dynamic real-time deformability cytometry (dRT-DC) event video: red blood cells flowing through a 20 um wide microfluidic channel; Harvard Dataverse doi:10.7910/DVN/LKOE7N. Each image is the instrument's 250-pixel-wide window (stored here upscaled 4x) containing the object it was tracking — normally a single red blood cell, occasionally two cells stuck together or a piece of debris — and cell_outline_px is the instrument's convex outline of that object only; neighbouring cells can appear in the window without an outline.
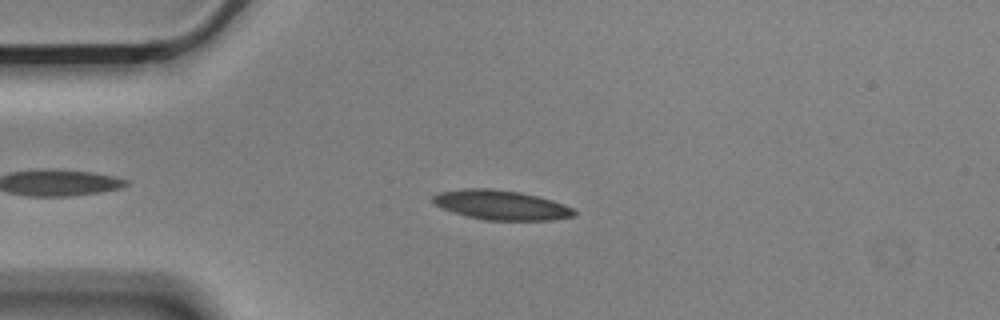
{"species": "Egyptian fruit bat (a non-hibernating species)", "species_latin": "Rousettus aegyptiacus", "temperature_condition": "cold", "stored_images_in_passage": 43, "camera_frame_rate_fps": 3000, "um_per_image_px": 0.085, "animal": {"sex": "male"}, "frame": {"image": 1, "passage_image": 4, "time_ms": 1.0, "image_size_px": [1000, 320], "cell_outline_px": [[576, 216], [552, 220], [484, 220], [468, 216], [444, 208], [436, 204], [432, 200], [432, 196], [440, 192], [464, 188], [492, 188], [520, 192], [552, 200], [564, 204], [572, 208], [576, 212]], "centroid_in_image_um": [42.64, 17.42], "position_along_channel_um": 42.4, "area_um2": 24.16}}
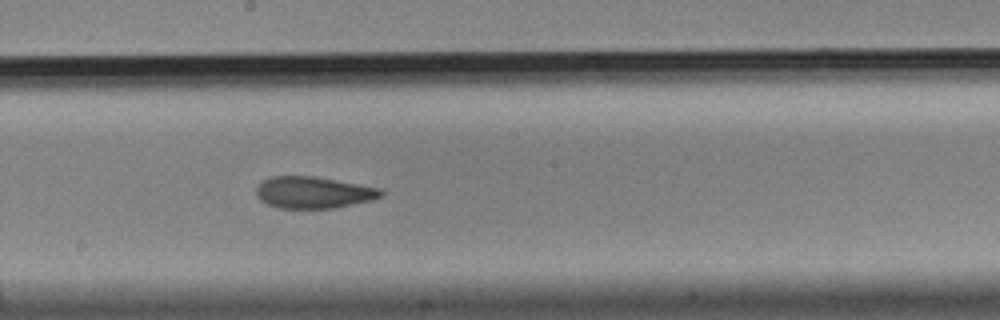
{"frame": {"image": 2, "passage_image": 21, "time_ms": 6.667, "image_size_px": [1000, 320], "cell_outline_px": [[384, 192], [380, 196], [372, 200], [336, 208], [276, 208], [260, 200], [256, 196], [256, 188], [264, 180], [272, 176], [312, 176], [380, 188]], "centroid_in_image_um": [26.62, 16.37], "position_along_channel_um": 221.6, "area_um2": 22.89}}
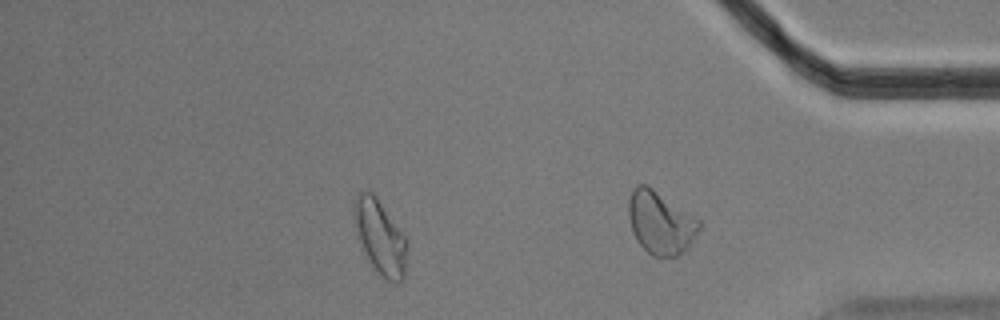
{"frame": {"image": 3, "passage_image": 35, "time_ms": 11.333, "image_size_px": [1000, 320], "cell_outline_px": [[408, 244], [404, 276], [400, 284], [396, 284], [384, 280], [368, 260], [364, 252], [352, 216], [352, 208], [356, 192], [372, 192], [376, 196], [408, 240]], "centroid_in_image_um": [32.32, 20.17], "position_along_channel_um": 402.9, "area_um2": 23.18}, "authors_computed_cell_mechanics": {"area_um2": 23.6402, "velocity_mm_per_s": 3.5303, "shape_relaxation_time_tau1_ms": 6.5688, "shape_relaxation_time_tau2_ms": 2.57, "deformation_change_tau1": 0.1617, "deformation_change_tau2": 0.08}}